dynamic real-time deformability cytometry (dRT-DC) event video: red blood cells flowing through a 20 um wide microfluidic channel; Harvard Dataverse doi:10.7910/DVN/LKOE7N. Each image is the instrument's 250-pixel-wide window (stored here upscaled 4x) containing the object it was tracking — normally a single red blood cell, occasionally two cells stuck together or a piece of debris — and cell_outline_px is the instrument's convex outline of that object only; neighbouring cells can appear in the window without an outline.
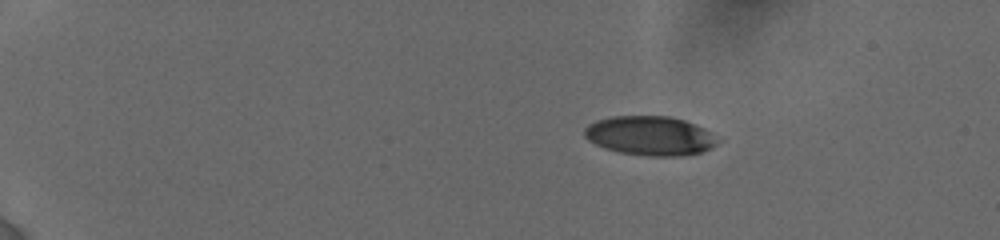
{"species": "human", "species_latin": "Homo sapiens", "temperature_condition": "cold", "stored_images_in_passage": 7, "camera_frame_rate_fps": 3000, "um_per_image_px": 0.085, "donor": {"sex": "female"}, "frame": {"image": 1, "passage_image": 1, "time_ms": 0.0, "image_size_px": [1000, 240], "cell_outline_px": [[716, 144], [712, 148], [700, 152], [684, 156], [648, 156], [620, 152], [604, 148], [588, 140], [584, 136], [584, 128], [588, 124], [596, 120], [612, 116], [672, 116], [696, 124], [704, 128], [716, 140]], "centroid_in_image_um": [55.21, 11.53], "position_along_channel_um": 29.8, "area_um2": 30.4}}
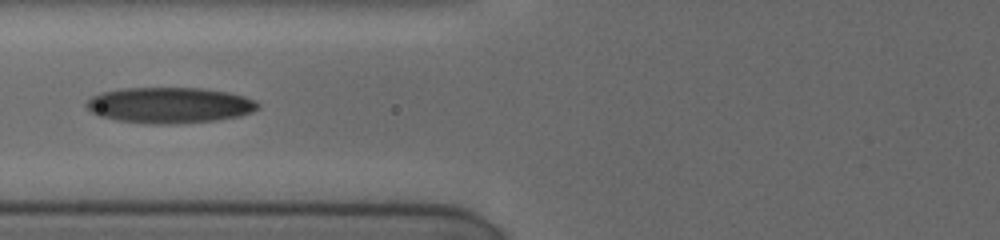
{"frame": {"image": 2, "passage_image": 6, "time_ms": 5.0, "image_size_px": [1000, 240], "cell_outline_px": [[260, 108], [252, 112], [240, 116], [216, 120], [180, 124], [144, 124], [116, 120], [100, 116], [92, 112], [84, 104], [92, 96], [100, 92], [124, 88], [200, 88], [228, 92], [244, 96], [256, 100], [260, 104]], "centroid_in_image_um": [14.43, 8.95], "position_along_channel_um": 111.4, "area_um2": 36.18}}
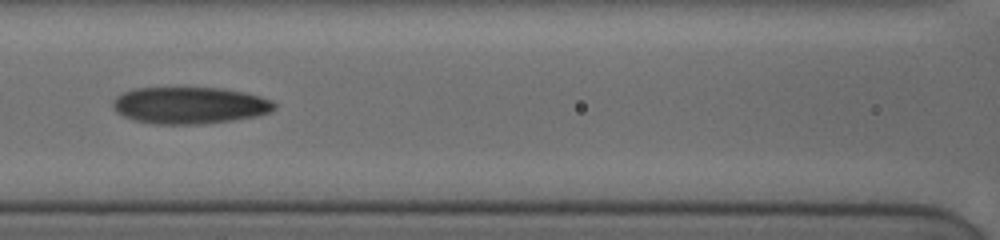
{"frame": {"image": 3, "passage_image": 7, "time_ms": 6.0, "image_size_px": [1000, 240], "cell_outline_px": [[276, 108], [268, 112], [256, 116], [232, 120], [200, 124], [156, 124], [132, 120], [116, 112], [112, 108], [112, 100], [116, 96], [132, 88], [224, 88], [244, 92], [260, 96], [272, 100], [276, 104]], "centroid_in_image_um": [16.09, 8.95], "position_along_channel_um": 150.5, "area_um2": 34.8}}